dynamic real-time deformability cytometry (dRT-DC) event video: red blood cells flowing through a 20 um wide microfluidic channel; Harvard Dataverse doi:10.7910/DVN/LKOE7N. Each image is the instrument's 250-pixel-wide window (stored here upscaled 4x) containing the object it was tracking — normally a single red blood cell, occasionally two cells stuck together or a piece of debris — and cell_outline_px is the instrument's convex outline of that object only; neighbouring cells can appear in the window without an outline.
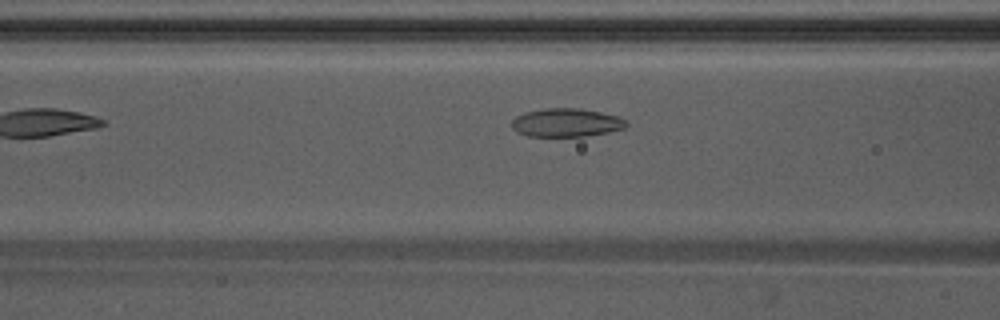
{"species": "Egyptian fruit bat (a non-hibernating species)", "species_latin": "Rousettus aegyptiacus", "temperature_condition": "warm", "stored_images_in_passage": 7, "camera_frame_rate_fps": 3000, "um_per_image_px": 0.085, "animal": {"sex": "male"}, "frame": {"image": 1, "passage_image": 5, "time_ms": 1.333, "image_size_px": [1000, 320], "cell_outline_px": [[628, 124], [624, 128], [608, 132], [584, 136], [528, 136], [516, 132], [512, 128], [512, 120], [516, 116], [524, 112], [544, 108], [576, 108], [600, 112], [620, 116]], "centroid_in_image_um": [48.11, 10.42], "position_along_channel_um": 118.5, "area_um2": 18.96}}